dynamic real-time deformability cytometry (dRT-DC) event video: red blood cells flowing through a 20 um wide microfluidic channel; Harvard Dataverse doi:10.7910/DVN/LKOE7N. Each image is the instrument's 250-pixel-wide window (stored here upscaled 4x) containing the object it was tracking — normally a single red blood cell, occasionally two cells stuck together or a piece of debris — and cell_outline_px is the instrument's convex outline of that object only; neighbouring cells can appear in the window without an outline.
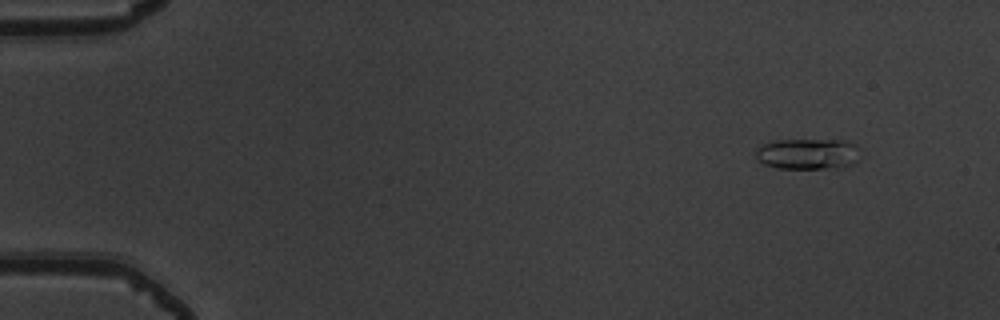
{"species": "common noctule bat (a hibernating species)", "species_latin": "Nyctalus noctula", "temperature_condition": "warm", "stored_images_in_passage": 4, "camera_frame_rate_fps": 3000, "um_per_image_px": 0.085, "animal": {"sex": "male", "body_mass_g": 19.5, "forearm_length_mm": 54.6}, "frame": {"image": 1, "passage_image": 1, "time_ms": 0.0, "image_size_px": [1000, 320], "cell_outline_px": [[860, 148], [856, 160], [852, 164], [844, 168], [780, 168], [764, 164], [756, 160], [756, 148], [764, 144], [776, 140], [844, 140], [856, 144]], "centroid_in_image_um": [68.68, 13.08], "position_along_channel_um": 16.3, "area_um2": 18.9}}